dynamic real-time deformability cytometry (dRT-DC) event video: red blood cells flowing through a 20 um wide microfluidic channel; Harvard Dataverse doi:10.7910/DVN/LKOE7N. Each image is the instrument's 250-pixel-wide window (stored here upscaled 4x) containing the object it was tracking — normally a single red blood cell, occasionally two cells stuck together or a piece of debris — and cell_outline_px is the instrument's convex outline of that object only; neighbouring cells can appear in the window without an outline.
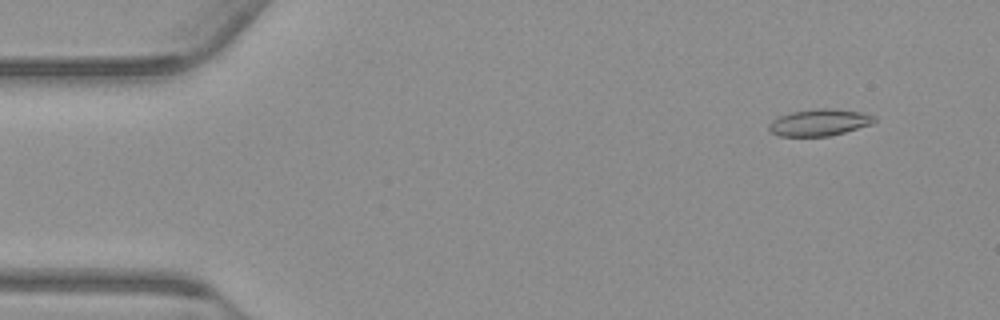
{"species": "common noctule bat (a hibernating species)", "species_latin": "Nyctalus noctula", "temperature_condition": "warm", "stored_images_in_passage": 55, "camera_frame_rate_fps": 3000, "um_per_image_px": 0.085, "animal": {"sex": "male", "body_mass_g": 23.1, "forearm_length_mm": 52.7}, "frame": {"image": 1, "passage_image": 5, "time_ms": 1.333, "image_size_px": [1000, 320], "cell_outline_px": [[876, 120], [872, 124], [844, 132], [828, 136], [780, 136], [772, 132], [768, 128], [768, 124], [772, 120], [788, 112], [816, 108], [828, 108], [860, 112], [876, 116]], "centroid_in_image_um": [69.63, 10.4], "position_along_channel_um": 15.4, "area_um2": 16.42}}
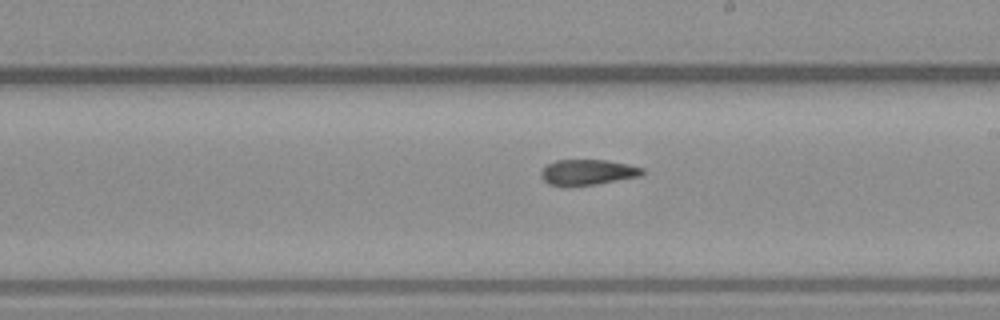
{"frame": {"image": 2, "passage_image": 31, "time_ms": 10.0, "image_size_px": [1000, 320], "cell_outline_px": [[644, 172], [640, 176], [596, 184], [564, 188], [548, 184], [540, 176], [540, 172], [548, 164], [556, 160], [604, 160], [628, 164], [644, 168]], "centroid_in_image_um": [49.91, 14.66], "position_along_channel_um": 239.1, "area_um2": 15.32}}
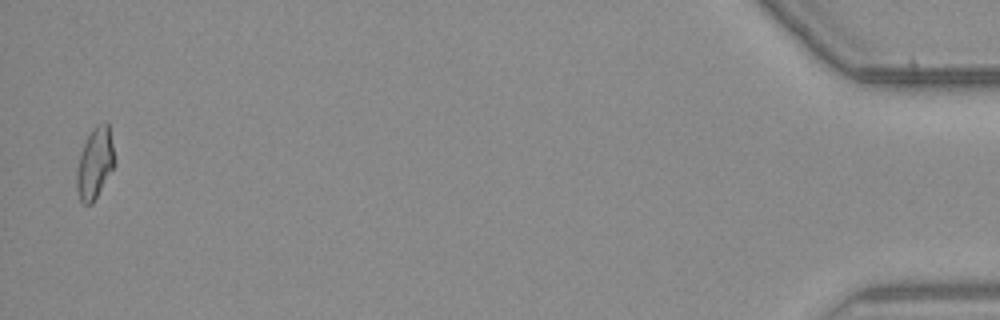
{"frame": {"image": 3, "passage_image": 54, "time_ms": 17.667, "image_size_px": [1000, 320], "cell_outline_px": [[116, 164], [92, 204], [84, 204], [80, 200], [76, 188], [76, 172], [80, 156], [84, 144], [92, 128], [96, 124], [104, 120], [108, 120], [116, 160]], "centroid_in_image_um": [8.1, 13.83], "position_along_channel_um": 427.1, "area_um2": 15.95}, "authors_computed_cell_mechanics": {"area_um2": 15.9528, "velocity_mm_per_s": 3.7645, "shape_relaxation_time_tau1_ms": null, "shape_relaxation_time_tau2_ms": 6.7423, "deformation_change_tau1": null, "deformation_change_tau2": 0.1364}}